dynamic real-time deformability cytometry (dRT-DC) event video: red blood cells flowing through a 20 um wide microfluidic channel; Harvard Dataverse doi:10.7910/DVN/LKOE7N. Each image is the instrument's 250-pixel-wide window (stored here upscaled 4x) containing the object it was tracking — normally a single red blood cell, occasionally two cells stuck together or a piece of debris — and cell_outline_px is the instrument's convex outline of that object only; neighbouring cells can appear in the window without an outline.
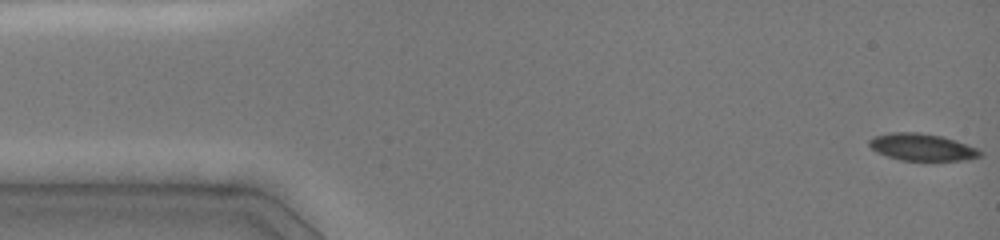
{"species": "common noctule bat (a hibernating species)", "species_latin": "Nyctalus noctula", "temperature_condition": "cold", "stored_images_in_passage": 49, "camera_frame_rate_fps": 3000, "um_per_image_px": 0.085, "animal": {"sex": "female", "body_mass_g": 19.0, "forearm_length_mm": 51.5}, "frame": {"image": 1, "passage_image": 1, "time_ms": 0.0, "image_size_px": [1000, 240], "cell_outline_px": [[984, 156], [968, 160], [900, 160], [876, 152], [868, 144], [868, 140], [872, 136], [888, 132], [920, 132], [944, 136], [980, 148], [984, 152]], "centroid_in_image_um": [78.43, 12.49], "position_along_channel_um": 6.6, "area_um2": 17.98}}
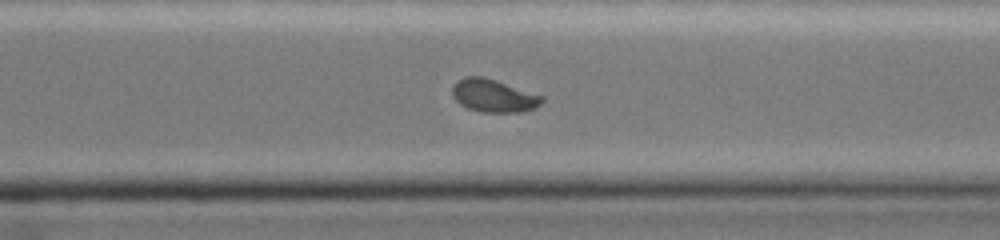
{"frame": {"image": 2, "passage_image": 35, "time_ms": 11.0, "image_size_px": [1000, 240], "cell_outline_px": [[544, 100], [536, 108], [520, 112], [480, 112], [468, 108], [460, 104], [452, 96], [452, 84], [456, 80], [464, 76], [484, 76], [544, 96]], "centroid_in_image_um": [41.93, 8.12], "position_along_channel_um": 328.7, "area_um2": 17.4}}
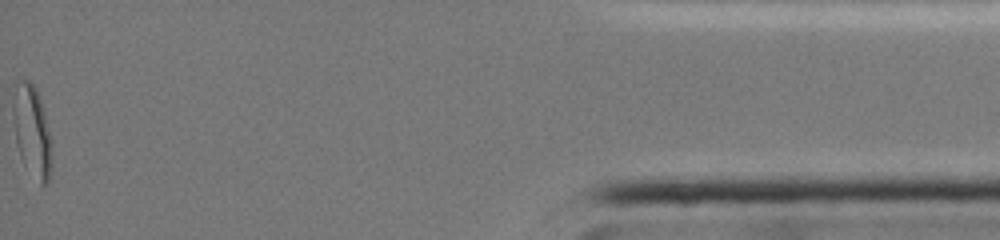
{"frame": {"image": 3, "passage_image": 49, "time_ms": 15.667, "image_size_px": [1000, 240], "cell_outline_px": [[52, 160], [48, 180], [44, 184], [40, 184], [20, 156], [16, 144], [12, 116], [12, 80], [28, 80], [36, 88], [44, 112], [52, 140]], "centroid_in_image_um": [2.68, 11.04], "position_along_channel_um": 432.5, "area_um2": 20.98}, "authors_computed_cell_mechanics": {"area_um2": 18.0336, "velocity_mm_per_s": 4.0339, "shape_relaxation_time_tau1_ms": 6.2533, "shape_relaxation_time_tau2_ms": 2.215, "deformation_change_tau1": 0.1678, "deformation_change_tau2": 0.0434}}